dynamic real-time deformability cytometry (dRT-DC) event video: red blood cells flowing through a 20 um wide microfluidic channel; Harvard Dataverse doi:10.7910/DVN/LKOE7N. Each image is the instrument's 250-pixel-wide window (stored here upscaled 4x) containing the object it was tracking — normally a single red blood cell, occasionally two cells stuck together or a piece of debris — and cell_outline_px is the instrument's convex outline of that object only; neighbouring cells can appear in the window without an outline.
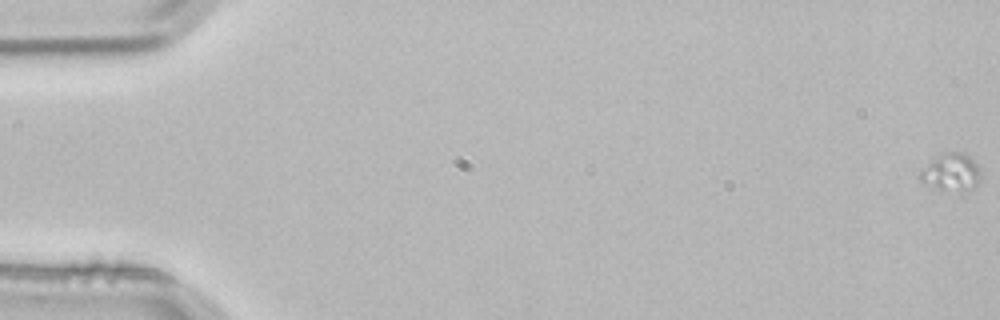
{"species": "common noctule bat (a hibernating species)", "species_latin": "Nyctalus noctula", "temperature_condition": "room temperature", "stored_images_in_passage": 5, "segment_of_instrument_passage": [1, 2], "camera_frame_rate_fps": 3000, "um_per_image_px": 0.085, "animal": {"sex": "male", "body_mass_g": 21.5, "forearm_length_mm": 52.0}, "frame": {"image": 1, "passage_image": 1, "time_ms": 0.0, "image_size_px": [1000, 320], "cell_outline_px": [[980, 176], [976, 184], [968, 192], [960, 192], [940, 188], [920, 180], [916, 176], [932, 160], [948, 152], [964, 152], [976, 164], [980, 172]], "centroid_in_image_um": [80.87, 14.65], "position_along_channel_um": 4.1, "area_um2": 12.77}}